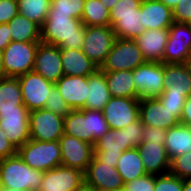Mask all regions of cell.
I'll use <instances>...</instances> for the list:
<instances>
[{
  "mask_svg": "<svg viewBox=\"0 0 191 191\" xmlns=\"http://www.w3.org/2000/svg\"><path fill=\"white\" fill-rule=\"evenodd\" d=\"M85 25L71 15L48 13L40 27V41L60 49H82Z\"/></svg>",
  "mask_w": 191,
  "mask_h": 191,
  "instance_id": "6da1fadb",
  "label": "cell"
},
{
  "mask_svg": "<svg viewBox=\"0 0 191 191\" xmlns=\"http://www.w3.org/2000/svg\"><path fill=\"white\" fill-rule=\"evenodd\" d=\"M64 134L86 141L91 145L109 131V126L101 110H71L64 117Z\"/></svg>",
  "mask_w": 191,
  "mask_h": 191,
  "instance_id": "7a4b0ae2",
  "label": "cell"
},
{
  "mask_svg": "<svg viewBox=\"0 0 191 191\" xmlns=\"http://www.w3.org/2000/svg\"><path fill=\"white\" fill-rule=\"evenodd\" d=\"M43 173L30 168L18 153L0 159V185L3 188L39 191Z\"/></svg>",
  "mask_w": 191,
  "mask_h": 191,
  "instance_id": "3957f363",
  "label": "cell"
},
{
  "mask_svg": "<svg viewBox=\"0 0 191 191\" xmlns=\"http://www.w3.org/2000/svg\"><path fill=\"white\" fill-rule=\"evenodd\" d=\"M17 153L32 169L45 172L61 165L59 141L30 139L17 150Z\"/></svg>",
  "mask_w": 191,
  "mask_h": 191,
  "instance_id": "277c9868",
  "label": "cell"
},
{
  "mask_svg": "<svg viewBox=\"0 0 191 191\" xmlns=\"http://www.w3.org/2000/svg\"><path fill=\"white\" fill-rule=\"evenodd\" d=\"M39 43L11 41L2 51V65L5 75L17 78L31 72Z\"/></svg>",
  "mask_w": 191,
  "mask_h": 191,
  "instance_id": "5b68a950",
  "label": "cell"
},
{
  "mask_svg": "<svg viewBox=\"0 0 191 191\" xmlns=\"http://www.w3.org/2000/svg\"><path fill=\"white\" fill-rule=\"evenodd\" d=\"M145 62L134 39L116 38L112 49L99 69L102 72L132 71Z\"/></svg>",
  "mask_w": 191,
  "mask_h": 191,
  "instance_id": "8992f818",
  "label": "cell"
},
{
  "mask_svg": "<svg viewBox=\"0 0 191 191\" xmlns=\"http://www.w3.org/2000/svg\"><path fill=\"white\" fill-rule=\"evenodd\" d=\"M191 56V25L173 22L169 27V36L162 63L186 64Z\"/></svg>",
  "mask_w": 191,
  "mask_h": 191,
  "instance_id": "52a82bcc",
  "label": "cell"
},
{
  "mask_svg": "<svg viewBox=\"0 0 191 191\" xmlns=\"http://www.w3.org/2000/svg\"><path fill=\"white\" fill-rule=\"evenodd\" d=\"M115 39L116 35L111 26H85L82 51L100 68Z\"/></svg>",
  "mask_w": 191,
  "mask_h": 191,
  "instance_id": "ba28073f",
  "label": "cell"
},
{
  "mask_svg": "<svg viewBox=\"0 0 191 191\" xmlns=\"http://www.w3.org/2000/svg\"><path fill=\"white\" fill-rule=\"evenodd\" d=\"M164 63L148 62L133 70V80L139 99L158 97L164 90Z\"/></svg>",
  "mask_w": 191,
  "mask_h": 191,
  "instance_id": "9c48e42d",
  "label": "cell"
},
{
  "mask_svg": "<svg viewBox=\"0 0 191 191\" xmlns=\"http://www.w3.org/2000/svg\"><path fill=\"white\" fill-rule=\"evenodd\" d=\"M64 117L47 109L29 112L30 139L38 141H59L64 134Z\"/></svg>",
  "mask_w": 191,
  "mask_h": 191,
  "instance_id": "30bf717a",
  "label": "cell"
},
{
  "mask_svg": "<svg viewBox=\"0 0 191 191\" xmlns=\"http://www.w3.org/2000/svg\"><path fill=\"white\" fill-rule=\"evenodd\" d=\"M17 78L21 86L23 104L26 108L29 111L43 109L55 84L34 71L27 72Z\"/></svg>",
  "mask_w": 191,
  "mask_h": 191,
  "instance_id": "8fae6325",
  "label": "cell"
},
{
  "mask_svg": "<svg viewBox=\"0 0 191 191\" xmlns=\"http://www.w3.org/2000/svg\"><path fill=\"white\" fill-rule=\"evenodd\" d=\"M181 114L182 111L169 110L157 97L140 99L139 118L145 126L167 130L180 124Z\"/></svg>",
  "mask_w": 191,
  "mask_h": 191,
  "instance_id": "7c38bea8",
  "label": "cell"
},
{
  "mask_svg": "<svg viewBox=\"0 0 191 191\" xmlns=\"http://www.w3.org/2000/svg\"><path fill=\"white\" fill-rule=\"evenodd\" d=\"M139 98L111 97L102 112L110 129H123L139 119Z\"/></svg>",
  "mask_w": 191,
  "mask_h": 191,
  "instance_id": "4fadbf2b",
  "label": "cell"
},
{
  "mask_svg": "<svg viewBox=\"0 0 191 191\" xmlns=\"http://www.w3.org/2000/svg\"><path fill=\"white\" fill-rule=\"evenodd\" d=\"M29 110L17 106V110L0 111V129L18 150L30 140Z\"/></svg>",
  "mask_w": 191,
  "mask_h": 191,
  "instance_id": "5bb4252c",
  "label": "cell"
},
{
  "mask_svg": "<svg viewBox=\"0 0 191 191\" xmlns=\"http://www.w3.org/2000/svg\"><path fill=\"white\" fill-rule=\"evenodd\" d=\"M61 165L86 172L94 155L93 145L76 137L63 134L59 139Z\"/></svg>",
  "mask_w": 191,
  "mask_h": 191,
  "instance_id": "9a60e30c",
  "label": "cell"
},
{
  "mask_svg": "<svg viewBox=\"0 0 191 191\" xmlns=\"http://www.w3.org/2000/svg\"><path fill=\"white\" fill-rule=\"evenodd\" d=\"M84 184V172L59 165L43 173L39 191H75Z\"/></svg>",
  "mask_w": 191,
  "mask_h": 191,
  "instance_id": "2e32d148",
  "label": "cell"
},
{
  "mask_svg": "<svg viewBox=\"0 0 191 191\" xmlns=\"http://www.w3.org/2000/svg\"><path fill=\"white\" fill-rule=\"evenodd\" d=\"M116 166L117 164L104 163L96 155H93L84 173L85 185L90 188H123L124 182Z\"/></svg>",
  "mask_w": 191,
  "mask_h": 191,
  "instance_id": "e0dca14e",
  "label": "cell"
},
{
  "mask_svg": "<svg viewBox=\"0 0 191 191\" xmlns=\"http://www.w3.org/2000/svg\"><path fill=\"white\" fill-rule=\"evenodd\" d=\"M32 71L55 84L64 75L60 48L40 42L35 53Z\"/></svg>",
  "mask_w": 191,
  "mask_h": 191,
  "instance_id": "ac0fdd59",
  "label": "cell"
},
{
  "mask_svg": "<svg viewBox=\"0 0 191 191\" xmlns=\"http://www.w3.org/2000/svg\"><path fill=\"white\" fill-rule=\"evenodd\" d=\"M94 155L102 162L117 164L123 151L133 149L127 142L126 129H109L93 146Z\"/></svg>",
  "mask_w": 191,
  "mask_h": 191,
  "instance_id": "d6986e66",
  "label": "cell"
},
{
  "mask_svg": "<svg viewBox=\"0 0 191 191\" xmlns=\"http://www.w3.org/2000/svg\"><path fill=\"white\" fill-rule=\"evenodd\" d=\"M168 36L169 28L148 29L134 40L146 61L162 62Z\"/></svg>",
  "mask_w": 191,
  "mask_h": 191,
  "instance_id": "ffe728a7",
  "label": "cell"
},
{
  "mask_svg": "<svg viewBox=\"0 0 191 191\" xmlns=\"http://www.w3.org/2000/svg\"><path fill=\"white\" fill-rule=\"evenodd\" d=\"M137 148L147 174L169 173L170 159L163 144L142 142Z\"/></svg>",
  "mask_w": 191,
  "mask_h": 191,
  "instance_id": "44dd1931",
  "label": "cell"
},
{
  "mask_svg": "<svg viewBox=\"0 0 191 191\" xmlns=\"http://www.w3.org/2000/svg\"><path fill=\"white\" fill-rule=\"evenodd\" d=\"M173 22V10L160 0L142 1L140 23L144 29L169 28Z\"/></svg>",
  "mask_w": 191,
  "mask_h": 191,
  "instance_id": "7402d4cb",
  "label": "cell"
},
{
  "mask_svg": "<svg viewBox=\"0 0 191 191\" xmlns=\"http://www.w3.org/2000/svg\"><path fill=\"white\" fill-rule=\"evenodd\" d=\"M55 86L72 110L84 108L87 98V77L63 75Z\"/></svg>",
  "mask_w": 191,
  "mask_h": 191,
  "instance_id": "603a6c76",
  "label": "cell"
},
{
  "mask_svg": "<svg viewBox=\"0 0 191 191\" xmlns=\"http://www.w3.org/2000/svg\"><path fill=\"white\" fill-rule=\"evenodd\" d=\"M164 90L162 94L191 96V71L188 64L164 63Z\"/></svg>",
  "mask_w": 191,
  "mask_h": 191,
  "instance_id": "cb8c5ba5",
  "label": "cell"
},
{
  "mask_svg": "<svg viewBox=\"0 0 191 191\" xmlns=\"http://www.w3.org/2000/svg\"><path fill=\"white\" fill-rule=\"evenodd\" d=\"M63 73L66 76L88 77L99 67L93 63L82 49H60Z\"/></svg>",
  "mask_w": 191,
  "mask_h": 191,
  "instance_id": "d4e9b609",
  "label": "cell"
},
{
  "mask_svg": "<svg viewBox=\"0 0 191 191\" xmlns=\"http://www.w3.org/2000/svg\"><path fill=\"white\" fill-rule=\"evenodd\" d=\"M110 99L105 75L98 69L87 77V98L83 109L102 111Z\"/></svg>",
  "mask_w": 191,
  "mask_h": 191,
  "instance_id": "484cf974",
  "label": "cell"
},
{
  "mask_svg": "<svg viewBox=\"0 0 191 191\" xmlns=\"http://www.w3.org/2000/svg\"><path fill=\"white\" fill-rule=\"evenodd\" d=\"M111 97L139 98L133 80V70L103 72Z\"/></svg>",
  "mask_w": 191,
  "mask_h": 191,
  "instance_id": "4316f807",
  "label": "cell"
},
{
  "mask_svg": "<svg viewBox=\"0 0 191 191\" xmlns=\"http://www.w3.org/2000/svg\"><path fill=\"white\" fill-rule=\"evenodd\" d=\"M140 19L141 7L137 9V14L110 15V26L116 38L135 39L146 30L140 23Z\"/></svg>",
  "mask_w": 191,
  "mask_h": 191,
  "instance_id": "83f0119b",
  "label": "cell"
},
{
  "mask_svg": "<svg viewBox=\"0 0 191 191\" xmlns=\"http://www.w3.org/2000/svg\"><path fill=\"white\" fill-rule=\"evenodd\" d=\"M164 146L170 160L191 151V126L178 124L167 129Z\"/></svg>",
  "mask_w": 191,
  "mask_h": 191,
  "instance_id": "f1b7e54d",
  "label": "cell"
},
{
  "mask_svg": "<svg viewBox=\"0 0 191 191\" xmlns=\"http://www.w3.org/2000/svg\"><path fill=\"white\" fill-rule=\"evenodd\" d=\"M116 169L124 183L133 181L146 173L139 155L138 148L123 151L119 157Z\"/></svg>",
  "mask_w": 191,
  "mask_h": 191,
  "instance_id": "f546056e",
  "label": "cell"
},
{
  "mask_svg": "<svg viewBox=\"0 0 191 191\" xmlns=\"http://www.w3.org/2000/svg\"><path fill=\"white\" fill-rule=\"evenodd\" d=\"M7 24L9 26L12 41L41 42L40 26L20 13Z\"/></svg>",
  "mask_w": 191,
  "mask_h": 191,
  "instance_id": "4dcf8cb0",
  "label": "cell"
},
{
  "mask_svg": "<svg viewBox=\"0 0 191 191\" xmlns=\"http://www.w3.org/2000/svg\"><path fill=\"white\" fill-rule=\"evenodd\" d=\"M17 106H25L18 78L6 77L0 80V111L17 110Z\"/></svg>",
  "mask_w": 191,
  "mask_h": 191,
  "instance_id": "1f68e13d",
  "label": "cell"
},
{
  "mask_svg": "<svg viewBox=\"0 0 191 191\" xmlns=\"http://www.w3.org/2000/svg\"><path fill=\"white\" fill-rule=\"evenodd\" d=\"M81 21L85 26H110V10L100 0H85Z\"/></svg>",
  "mask_w": 191,
  "mask_h": 191,
  "instance_id": "d6a6232c",
  "label": "cell"
},
{
  "mask_svg": "<svg viewBox=\"0 0 191 191\" xmlns=\"http://www.w3.org/2000/svg\"><path fill=\"white\" fill-rule=\"evenodd\" d=\"M50 5L51 0H20L18 12L41 27L47 18Z\"/></svg>",
  "mask_w": 191,
  "mask_h": 191,
  "instance_id": "836d02e7",
  "label": "cell"
},
{
  "mask_svg": "<svg viewBox=\"0 0 191 191\" xmlns=\"http://www.w3.org/2000/svg\"><path fill=\"white\" fill-rule=\"evenodd\" d=\"M85 0H51L49 13L71 15L81 20Z\"/></svg>",
  "mask_w": 191,
  "mask_h": 191,
  "instance_id": "e575fe53",
  "label": "cell"
},
{
  "mask_svg": "<svg viewBox=\"0 0 191 191\" xmlns=\"http://www.w3.org/2000/svg\"><path fill=\"white\" fill-rule=\"evenodd\" d=\"M169 173L181 179H191V151L172 158Z\"/></svg>",
  "mask_w": 191,
  "mask_h": 191,
  "instance_id": "d590c367",
  "label": "cell"
},
{
  "mask_svg": "<svg viewBox=\"0 0 191 191\" xmlns=\"http://www.w3.org/2000/svg\"><path fill=\"white\" fill-rule=\"evenodd\" d=\"M184 179H181L171 173L155 175L154 191H182Z\"/></svg>",
  "mask_w": 191,
  "mask_h": 191,
  "instance_id": "8d00e7d4",
  "label": "cell"
},
{
  "mask_svg": "<svg viewBox=\"0 0 191 191\" xmlns=\"http://www.w3.org/2000/svg\"><path fill=\"white\" fill-rule=\"evenodd\" d=\"M44 109L65 117L72 109L64 101L56 86L51 90V95L48 96Z\"/></svg>",
  "mask_w": 191,
  "mask_h": 191,
  "instance_id": "74e56055",
  "label": "cell"
},
{
  "mask_svg": "<svg viewBox=\"0 0 191 191\" xmlns=\"http://www.w3.org/2000/svg\"><path fill=\"white\" fill-rule=\"evenodd\" d=\"M155 175L145 174L133 181L124 183V191H154Z\"/></svg>",
  "mask_w": 191,
  "mask_h": 191,
  "instance_id": "f35d334b",
  "label": "cell"
},
{
  "mask_svg": "<svg viewBox=\"0 0 191 191\" xmlns=\"http://www.w3.org/2000/svg\"><path fill=\"white\" fill-rule=\"evenodd\" d=\"M124 129H126L127 142H129L133 148H137L143 142L144 124L140 118L128 124Z\"/></svg>",
  "mask_w": 191,
  "mask_h": 191,
  "instance_id": "ab89813d",
  "label": "cell"
},
{
  "mask_svg": "<svg viewBox=\"0 0 191 191\" xmlns=\"http://www.w3.org/2000/svg\"><path fill=\"white\" fill-rule=\"evenodd\" d=\"M143 0H119L110 10V15L137 14Z\"/></svg>",
  "mask_w": 191,
  "mask_h": 191,
  "instance_id": "60d3db41",
  "label": "cell"
},
{
  "mask_svg": "<svg viewBox=\"0 0 191 191\" xmlns=\"http://www.w3.org/2000/svg\"><path fill=\"white\" fill-rule=\"evenodd\" d=\"M175 22L189 23L191 25V0H181L172 9Z\"/></svg>",
  "mask_w": 191,
  "mask_h": 191,
  "instance_id": "b9f144b4",
  "label": "cell"
},
{
  "mask_svg": "<svg viewBox=\"0 0 191 191\" xmlns=\"http://www.w3.org/2000/svg\"><path fill=\"white\" fill-rule=\"evenodd\" d=\"M157 98L162 105H166L169 110L182 111L187 97L183 94H161Z\"/></svg>",
  "mask_w": 191,
  "mask_h": 191,
  "instance_id": "7bdbcfd3",
  "label": "cell"
},
{
  "mask_svg": "<svg viewBox=\"0 0 191 191\" xmlns=\"http://www.w3.org/2000/svg\"><path fill=\"white\" fill-rule=\"evenodd\" d=\"M166 136H167V130L162 128H157L154 126L144 125L143 142L161 143L164 145Z\"/></svg>",
  "mask_w": 191,
  "mask_h": 191,
  "instance_id": "ee69618b",
  "label": "cell"
},
{
  "mask_svg": "<svg viewBox=\"0 0 191 191\" xmlns=\"http://www.w3.org/2000/svg\"><path fill=\"white\" fill-rule=\"evenodd\" d=\"M18 3L0 0V24H6L18 14Z\"/></svg>",
  "mask_w": 191,
  "mask_h": 191,
  "instance_id": "f6af8a7d",
  "label": "cell"
},
{
  "mask_svg": "<svg viewBox=\"0 0 191 191\" xmlns=\"http://www.w3.org/2000/svg\"><path fill=\"white\" fill-rule=\"evenodd\" d=\"M17 154V149L0 129V159H4Z\"/></svg>",
  "mask_w": 191,
  "mask_h": 191,
  "instance_id": "bcb514c9",
  "label": "cell"
},
{
  "mask_svg": "<svg viewBox=\"0 0 191 191\" xmlns=\"http://www.w3.org/2000/svg\"><path fill=\"white\" fill-rule=\"evenodd\" d=\"M12 41L8 24H0V51H3Z\"/></svg>",
  "mask_w": 191,
  "mask_h": 191,
  "instance_id": "7dc6e473",
  "label": "cell"
},
{
  "mask_svg": "<svg viewBox=\"0 0 191 191\" xmlns=\"http://www.w3.org/2000/svg\"><path fill=\"white\" fill-rule=\"evenodd\" d=\"M180 124L191 126V96L187 97L184 103Z\"/></svg>",
  "mask_w": 191,
  "mask_h": 191,
  "instance_id": "c3c4849f",
  "label": "cell"
},
{
  "mask_svg": "<svg viewBox=\"0 0 191 191\" xmlns=\"http://www.w3.org/2000/svg\"><path fill=\"white\" fill-rule=\"evenodd\" d=\"M104 6L111 10L119 0H100Z\"/></svg>",
  "mask_w": 191,
  "mask_h": 191,
  "instance_id": "681fc988",
  "label": "cell"
},
{
  "mask_svg": "<svg viewBox=\"0 0 191 191\" xmlns=\"http://www.w3.org/2000/svg\"><path fill=\"white\" fill-rule=\"evenodd\" d=\"M162 3H164L167 7H170L173 9L177 3L181 0H160Z\"/></svg>",
  "mask_w": 191,
  "mask_h": 191,
  "instance_id": "f907efd6",
  "label": "cell"
},
{
  "mask_svg": "<svg viewBox=\"0 0 191 191\" xmlns=\"http://www.w3.org/2000/svg\"><path fill=\"white\" fill-rule=\"evenodd\" d=\"M182 191H191V179H184V186Z\"/></svg>",
  "mask_w": 191,
  "mask_h": 191,
  "instance_id": "816d5d0a",
  "label": "cell"
},
{
  "mask_svg": "<svg viewBox=\"0 0 191 191\" xmlns=\"http://www.w3.org/2000/svg\"><path fill=\"white\" fill-rule=\"evenodd\" d=\"M7 76L4 73L3 65H2V51H0V80L6 78Z\"/></svg>",
  "mask_w": 191,
  "mask_h": 191,
  "instance_id": "f5cc1de1",
  "label": "cell"
},
{
  "mask_svg": "<svg viewBox=\"0 0 191 191\" xmlns=\"http://www.w3.org/2000/svg\"><path fill=\"white\" fill-rule=\"evenodd\" d=\"M92 191H124V188H119V189L92 188Z\"/></svg>",
  "mask_w": 191,
  "mask_h": 191,
  "instance_id": "db71d44e",
  "label": "cell"
},
{
  "mask_svg": "<svg viewBox=\"0 0 191 191\" xmlns=\"http://www.w3.org/2000/svg\"><path fill=\"white\" fill-rule=\"evenodd\" d=\"M75 191H92V188L86 186L85 184L78 190Z\"/></svg>",
  "mask_w": 191,
  "mask_h": 191,
  "instance_id": "11a10c76",
  "label": "cell"
},
{
  "mask_svg": "<svg viewBox=\"0 0 191 191\" xmlns=\"http://www.w3.org/2000/svg\"><path fill=\"white\" fill-rule=\"evenodd\" d=\"M3 191H30V190L12 189V188H3Z\"/></svg>",
  "mask_w": 191,
  "mask_h": 191,
  "instance_id": "9f6ffc18",
  "label": "cell"
},
{
  "mask_svg": "<svg viewBox=\"0 0 191 191\" xmlns=\"http://www.w3.org/2000/svg\"><path fill=\"white\" fill-rule=\"evenodd\" d=\"M187 64H188V66L190 68V71H191V56L189 57V60H188Z\"/></svg>",
  "mask_w": 191,
  "mask_h": 191,
  "instance_id": "6f0895ef",
  "label": "cell"
},
{
  "mask_svg": "<svg viewBox=\"0 0 191 191\" xmlns=\"http://www.w3.org/2000/svg\"><path fill=\"white\" fill-rule=\"evenodd\" d=\"M10 1H13V2H17V3H18L20 0H10Z\"/></svg>",
  "mask_w": 191,
  "mask_h": 191,
  "instance_id": "680465c9",
  "label": "cell"
}]
</instances>
